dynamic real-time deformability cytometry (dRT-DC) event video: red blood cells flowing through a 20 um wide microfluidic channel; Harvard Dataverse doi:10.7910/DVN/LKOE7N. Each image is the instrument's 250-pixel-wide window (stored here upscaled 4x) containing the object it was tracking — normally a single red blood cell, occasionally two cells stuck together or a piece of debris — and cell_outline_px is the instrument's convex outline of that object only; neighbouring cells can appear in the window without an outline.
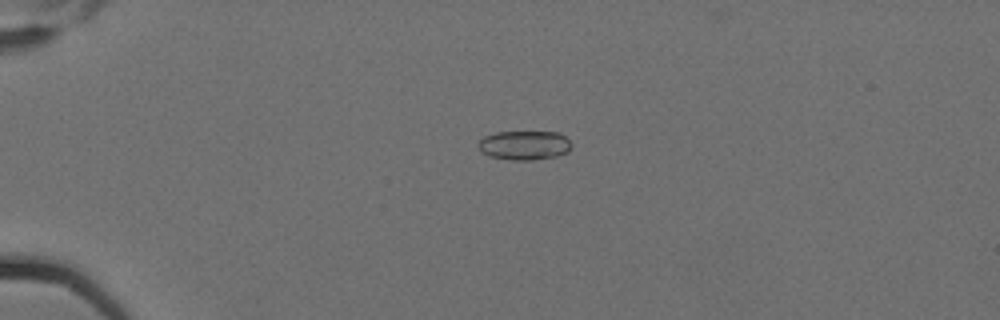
{"species": "Egyptian fruit bat (a non-hibernating species)", "species_latin": "Rousettus aegyptiacus", "temperature_condition": "cold", "stored_images_in_passage": 10, "camera_frame_rate_fps": 3000, "um_per_image_px": 0.085, "animal": {"sex": "female"}, "frame": {"image": 1, "passage_image": 4, "time_ms": 1.0, "image_size_px": [1000, 320], "cell_outline_px": [[572, 144], [568, 152], [556, 156], [532, 160], [512, 160], [488, 156], [480, 152], [476, 144], [484, 136], [496, 132], [560, 132]], "centroid_in_image_um": [44.54, 12.35], "position_along_channel_um": 40.5, "area_um2": 16.01}}
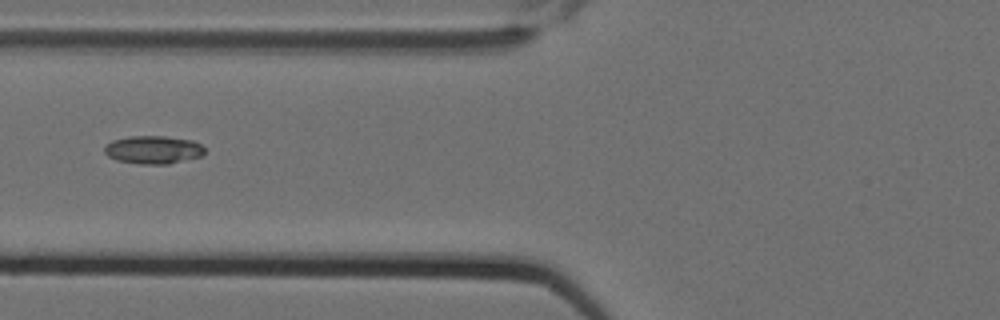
{"frame": {"image": 2, "passage_image": 7, "time_ms": 2.0, "image_size_px": [1000, 320], "cell_outline_px": [[204, 152], [200, 156], [168, 164], [140, 164], [116, 160], [108, 156], [104, 152], [104, 148], [112, 140], [128, 136], [164, 136], [192, 140], [200, 144], [204, 148]], "centroid_in_image_um": [13.0, 12.72], "position_along_channel_um": 112.8, "area_um2": 16.3}}
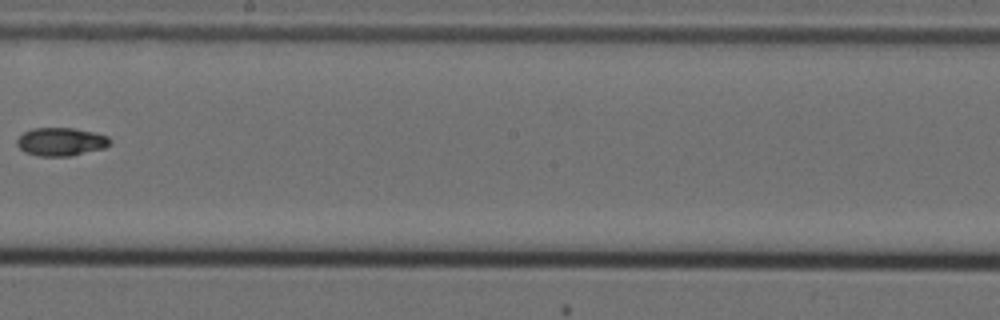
{"frame": {"image": 3, "passage_image": 10, "time_ms": 3.0, "image_size_px": [1000, 320], "cell_outline_px": [[112, 140], [104, 148], [72, 156], [40, 156], [24, 152], [16, 144], [16, 140], [24, 132], [32, 128], [76, 128], [96, 132], [108, 136]], "centroid_in_image_um": [5.19, 12.04], "position_along_channel_um": 243.0, "area_um2": 15.43}}